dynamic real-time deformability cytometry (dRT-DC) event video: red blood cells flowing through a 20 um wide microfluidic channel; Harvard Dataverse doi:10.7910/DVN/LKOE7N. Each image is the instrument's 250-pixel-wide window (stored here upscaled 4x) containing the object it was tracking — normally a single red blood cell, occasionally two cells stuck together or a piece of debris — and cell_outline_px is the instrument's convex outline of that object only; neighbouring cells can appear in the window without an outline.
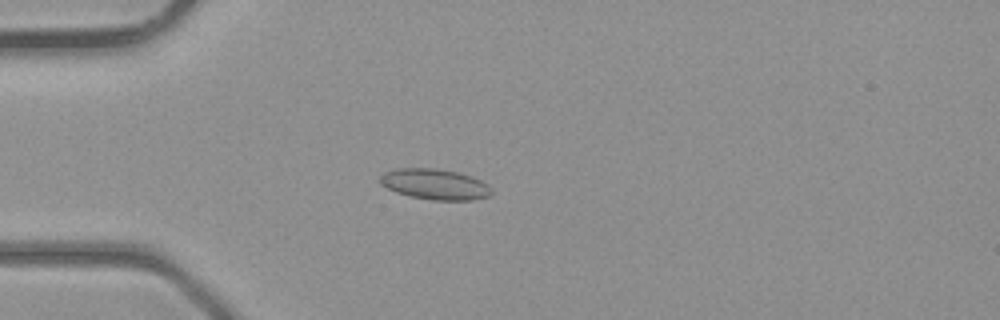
{"species": "common noctule bat (a hibernating species)", "species_latin": "Nyctalus noctula", "temperature_condition": "room temperature", "stored_images_in_passage": 41, "camera_frame_rate_fps": 3000, "um_per_image_px": 0.085, "animal": {"sex": "male", "body_mass_g": 23.1, "forearm_length_mm": 52.7}, "frame": {"image": 1, "passage_image": 11, "time_ms": 3.333, "image_size_px": [1000, 320], "cell_outline_px": [[492, 192], [488, 196], [472, 200], [432, 200], [412, 196], [396, 192], [380, 184], [380, 176], [384, 172], [400, 168], [432, 168], [456, 172], [472, 176], [480, 180], [492, 188]], "centroid_in_image_um": [36.97, 15.66], "position_along_channel_um": 48.0, "area_um2": 19.71}}
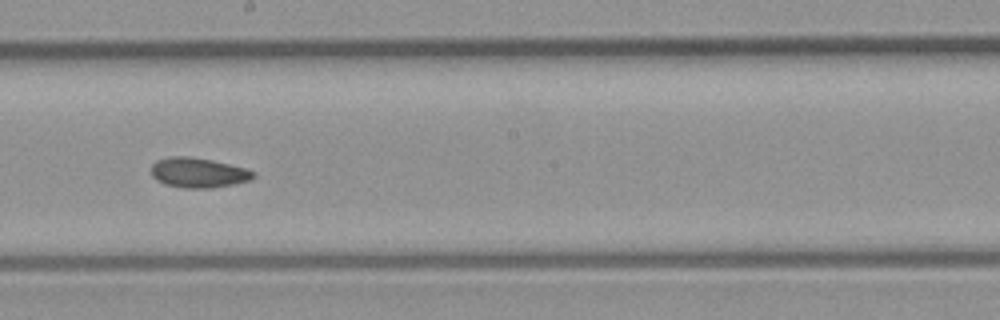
{"frame": {"image": 2, "passage_image": 23, "time_ms": 7.333, "image_size_px": [1000, 320], "cell_outline_px": [[256, 176], [248, 180], [232, 184], [212, 188], [184, 188], [164, 184], [156, 180], [152, 176], [152, 164], [156, 160], [168, 156], [188, 156], [212, 160], [244, 168], [256, 172]], "centroid_in_image_um": [16.82, 14.67], "position_along_channel_um": 231.4, "area_um2": 17.8}}
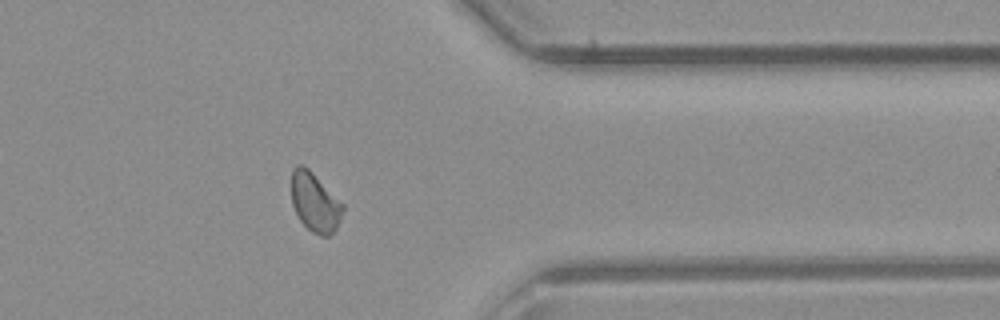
{"frame": {"image": 3, "passage_image": 33, "time_ms": 10.667, "image_size_px": [1000, 320], "cell_outline_px": [[344, 208], [340, 220], [336, 228], [328, 236], [320, 236], [312, 232], [300, 220], [292, 204], [292, 168], [296, 164], [304, 164], [344, 204]], "centroid_in_image_um": [26.77, 17.17], "position_along_channel_um": 384.6, "area_um2": 17.63}}